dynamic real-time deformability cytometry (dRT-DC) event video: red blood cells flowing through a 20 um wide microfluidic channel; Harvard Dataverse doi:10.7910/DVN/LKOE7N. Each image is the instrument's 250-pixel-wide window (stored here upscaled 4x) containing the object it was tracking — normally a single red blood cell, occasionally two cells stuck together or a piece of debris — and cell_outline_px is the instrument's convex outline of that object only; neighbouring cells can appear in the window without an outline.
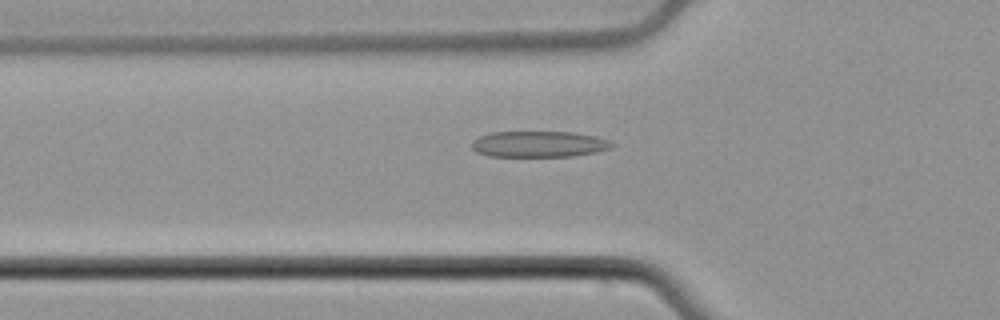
{"species": "common noctule bat (a hibernating species)", "species_latin": "Nyctalus noctula", "temperature_condition": "cold", "stored_images_in_passage": 46, "camera_frame_rate_fps": 3000, "um_per_image_px": 0.085, "animal": {"sex": "male", "body_mass_g": 21.5, "forearm_length_mm": 52.0}, "frame": {"image": 1, "passage_image": 11, "time_ms": 3.333, "image_size_px": [1000, 320], "cell_outline_px": [[616, 144], [608, 148], [596, 152], [572, 156], [488, 156], [476, 152], [472, 148], [472, 140], [480, 136], [492, 132], [572, 132], [596, 136], [608, 140]], "centroid_in_image_um": [45.79, 12.25], "position_along_channel_um": 80.0, "area_um2": 21.21}}
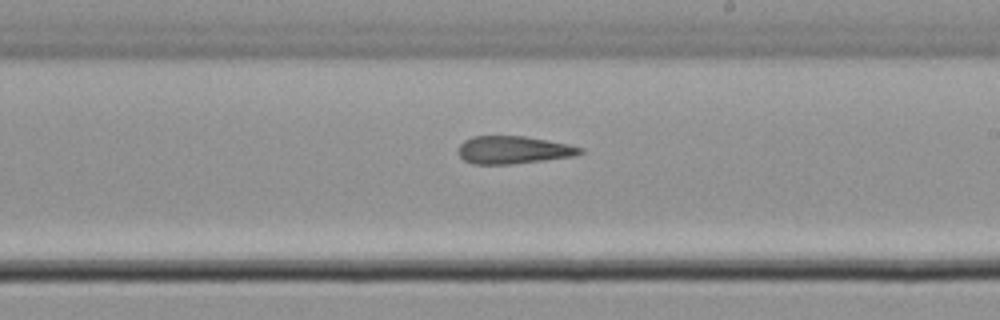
{"frame": {"image": 2, "passage_image": 24, "time_ms": 7.667, "image_size_px": [1000, 320], "cell_outline_px": [[584, 152], [572, 156], [544, 160], [512, 164], [472, 164], [464, 160], [460, 156], [460, 144], [464, 140], [472, 136], [524, 136], [568, 144], [584, 148]], "centroid_in_image_um": [43.64, 12.74], "position_along_channel_um": 245.4, "area_um2": 19.54}}
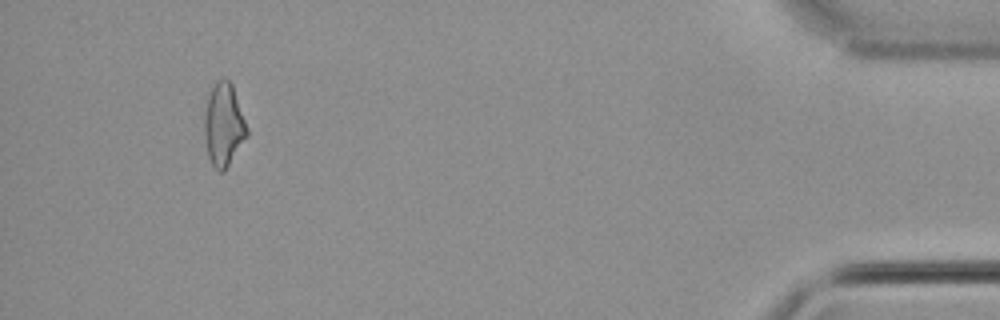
{"frame": {"image": 3, "passage_image": 43, "time_ms": 14.0, "image_size_px": [1000, 320], "cell_outline_px": [[248, 136], [224, 172], [220, 172], [212, 164], [208, 156], [204, 132], [204, 116], [208, 92], [216, 80], [224, 76], [232, 84], [248, 128]], "centroid_in_image_um": [19.01, 10.57], "position_along_channel_um": 416.2, "area_um2": 20.81}, "authors_computed_cell_mechanics": {"area_um2": 20.3456, "velocity_mm_per_s": 3.8156, "shape_relaxation_time_tau1_ms": null, "shape_relaxation_time_tau2_ms": 6.5268, "deformation_change_tau1": null, "deformation_change_tau2": 0.1951}}